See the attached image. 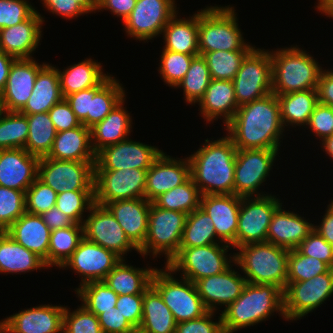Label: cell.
<instances>
[{"mask_svg":"<svg viewBox=\"0 0 333 333\" xmlns=\"http://www.w3.org/2000/svg\"><path fill=\"white\" fill-rule=\"evenodd\" d=\"M225 126L237 149L279 150L284 126L277 95L270 93L239 106Z\"/></svg>","mask_w":333,"mask_h":333,"instance_id":"6da1fadb","label":"cell"},{"mask_svg":"<svg viewBox=\"0 0 333 333\" xmlns=\"http://www.w3.org/2000/svg\"><path fill=\"white\" fill-rule=\"evenodd\" d=\"M205 144L188 157L192 180L201 195L234 194L237 148L227 135Z\"/></svg>","mask_w":333,"mask_h":333,"instance_id":"7a4b0ae2","label":"cell"},{"mask_svg":"<svg viewBox=\"0 0 333 333\" xmlns=\"http://www.w3.org/2000/svg\"><path fill=\"white\" fill-rule=\"evenodd\" d=\"M274 312L285 318L283 290L272 284L247 283L242 294L220 314L224 333L258 324Z\"/></svg>","mask_w":333,"mask_h":333,"instance_id":"3957f363","label":"cell"},{"mask_svg":"<svg viewBox=\"0 0 333 333\" xmlns=\"http://www.w3.org/2000/svg\"><path fill=\"white\" fill-rule=\"evenodd\" d=\"M237 264L250 284H272L283 291L287 285L289 249L272 243H252L236 248Z\"/></svg>","mask_w":333,"mask_h":333,"instance_id":"277c9868","label":"cell"},{"mask_svg":"<svg viewBox=\"0 0 333 333\" xmlns=\"http://www.w3.org/2000/svg\"><path fill=\"white\" fill-rule=\"evenodd\" d=\"M270 56L273 94L317 89L322 67L306 51L296 45L270 51Z\"/></svg>","mask_w":333,"mask_h":333,"instance_id":"5b68a950","label":"cell"},{"mask_svg":"<svg viewBox=\"0 0 333 333\" xmlns=\"http://www.w3.org/2000/svg\"><path fill=\"white\" fill-rule=\"evenodd\" d=\"M232 6H207L199 10V55L214 51H251L244 41Z\"/></svg>","mask_w":333,"mask_h":333,"instance_id":"8992f818","label":"cell"},{"mask_svg":"<svg viewBox=\"0 0 333 333\" xmlns=\"http://www.w3.org/2000/svg\"><path fill=\"white\" fill-rule=\"evenodd\" d=\"M164 269L156 268L151 286L173 313L176 323L194 320L206 314L208 310L198 294L195 283L185 278L181 281L175 279L169 267L165 265Z\"/></svg>","mask_w":333,"mask_h":333,"instance_id":"52a82bcc","label":"cell"},{"mask_svg":"<svg viewBox=\"0 0 333 333\" xmlns=\"http://www.w3.org/2000/svg\"><path fill=\"white\" fill-rule=\"evenodd\" d=\"M187 214L155 206L149 210L148 233L144 244L139 248L143 256L152 253L154 258L160 253L166 255V264L179 252Z\"/></svg>","mask_w":333,"mask_h":333,"instance_id":"ba28073f","label":"cell"},{"mask_svg":"<svg viewBox=\"0 0 333 333\" xmlns=\"http://www.w3.org/2000/svg\"><path fill=\"white\" fill-rule=\"evenodd\" d=\"M223 244V245H222ZM229 244L215 243L207 246L179 248V252L166 264L172 272L182 271V277L196 281L218 275L234 263V255L227 258Z\"/></svg>","mask_w":333,"mask_h":333,"instance_id":"9c48e42d","label":"cell"},{"mask_svg":"<svg viewBox=\"0 0 333 333\" xmlns=\"http://www.w3.org/2000/svg\"><path fill=\"white\" fill-rule=\"evenodd\" d=\"M232 82L238 106L272 93L270 52L254 47L243 59Z\"/></svg>","mask_w":333,"mask_h":333,"instance_id":"30bf717a","label":"cell"},{"mask_svg":"<svg viewBox=\"0 0 333 333\" xmlns=\"http://www.w3.org/2000/svg\"><path fill=\"white\" fill-rule=\"evenodd\" d=\"M263 194L262 196H252V198L242 197L235 248L266 242L273 213L282 203H280V199L271 194Z\"/></svg>","mask_w":333,"mask_h":333,"instance_id":"8fae6325","label":"cell"},{"mask_svg":"<svg viewBox=\"0 0 333 333\" xmlns=\"http://www.w3.org/2000/svg\"><path fill=\"white\" fill-rule=\"evenodd\" d=\"M147 170H94L95 203L105 206L117 200L145 198Z\"/></svg>","mask_w":333,"mask_h":333,"instance_id":"7c38bea8","label":"cell"},{"mask_svg":"<svg viewBox=\"0 0 333 333\" xmlns=\"http://www.w3.org/2000/svg\"><path fill=\"white\" fill-rule=\"evenodd\" d=\"M96 161H67L42 157L37 177L55 192L94 190Z\"/></svg>","mask_w":333,"mask_h":333,"instance_id":"4fadbf2b","label":"cell"},{"mask_svg":"<svg viewBox=\"0 0 333 333\" xmlns=\"http://www.w3.org/2000/svg\"><path fill=\"white\" fill-rule=\"evenodd\" d=\"M333 294V269L302 282L287 283L283 291L286 320H298Z\"/></svg>","mask_w":333,"mask_h":333,"instance_id":"5bb4252c","label":"cell"},{"mask_svg":"<svg viewBox=\"0 0 333 333\" xmlns=\"http://www.w3.org/2000/svg\"><path fill=\"white\" fill-rule=\"evenodd\" d=\"M277 154L278 150L274 149H237L234 194L240 197L262 196L257 190L269 176Z\"/></svg>","mask_w":333,"mask_h":333,"instance_id":"9a60e30c","label":"cell"},{"mask_svg":"<svg viewBox=\"0 0 333 333\" xmlns=\"http://www.w3.org/2000/svg\"><path fill=\"white\" fill-rule=\"evenodd\" d=\"M89 213L83 223L86 240L113 251L121 259H125L124 255L132 249L139 254V249L129 240L106 206L94 203Z\"/></svg>","mask_w":333,"mask_h":333,"instance_id":"2e32d148","label":"cell"},{"mask_svg":"<svg viewBox=\"0 0 333 333\" xmlns=\"http://www.w3.org/2000/svg\"><path fill=\"white\" fill-rule=\"evenodd\" d=\"M175 5V0H137L123 22L125 32L139 41L155 38L178 12Z\"/></svg>","mask_w":333,"mask_h":333,"instance_id":"e0dca14e","label":"cell"},{"mask_svg":"<svg viewBox=\"0 0 333 333\" xmlns=\"http://www.w3.org/2000/svg\"><path fill=\"white\" fill-rule=\"evenodd\" d=\"M162 152L155 146L127 138L100 150L94 170L149 169Z\"/></svg>","mask_w":333,"mask_h":333,"instance_id":"ac0fdd59","label":"cell"},{"mask_svg":"<svg viewBox=\"0 0 333 333\" xmlns=\"http://www.w3.org/2000/svg\"><path fill=\"white\" fill-rule=\"evenodd\" d=\"M120 260L121 258L113 251L83 238L60 269L69 267L76 271L82 276L79 285L82 286L91 281H103Z\"/></svg>","mask_w":333,"mask_h":333,"instance_id":"d6986e66","label":"cell"},{"mask_svg":"<svg viewBox=\"0 0 333 333\" xmlns=\"http://www.w3.org/2000/svg\"><path fill=\"white\" fill-rule=\"evenodd\" d=\"M46 65L34 58L16 59L10 68L4 90L0 93L2 110L20 111L31 96L38 72Z\"/></svg>","mask_w":333,"mask_h":333,"instance_id":"ffe728a7","label":"cell"},{"mask_svg":"<svg viewBox=\"0 0 333 333\" xmlns=\"http://www.w3.org/2000/svg\"><path fill=\"white\" fill-rule=\"evenodd\" d=\"M231 267L218 275L205 277L195 282L198 294L208 311L216 312V305L225 309L243 292L247 280Z\"/></svg>","mask_w":333,"mask_h":333,"instance_id":"44dd1931","label":"cell"},{"mask_svg":"<svg viewBox=\"0 0 333 333\" xmlns=\"http://www.w3.org/2000/svg\"><path fill=\"white\" fill-rule=\"evenodd\" d=\"M241 199L235 194H216L202 195L200 200V208L212 219L217 238L233 248Z\"/></svg>","mask_w":333,"mask_h":333,"instance_id":"7402d4cb","label":"cell"},{"mask_svg":"<svg viewBox=\"0 0 333 333\" xmlns=\"http://www.w3.org/2000/svg\"><path fill=\"white\" fill-rule=\"evenodd\" d=\"M190 177L188 157L177 160L162 152L147 170L145 198L152 202L159 195L181 185Z\"/></svg>","mask_w":333,"mask_h":333,"instance_id":"603a6c76","label":"cell"},{"mask_svg":"<svg viewBox=\"0 0 333 333\" xmlns=\"http://www.w3.org/2000/svg\"><path fill=\"white\" fill-rule=\"evenodd\" d=\"M38 162L24 148L0 150V186L26 192L37 178Z\"/></svg>","mask_w":333,"mask_h":333,"instance_id":"cb8c5ba5","label":"cell"},{"mask_svg":"<svg viewBox=\"0 0 333 333\" xmlns=\"http://www.w3.org/2000/svg\"><path fill=\"white\" fill-rule=\"evenodd\" d=\"M65 306L40 305L2 320L10 333H63Z\"/></svg>","mask_w":333,"mask_h":333,"instance_id":"d4e9b609","label":"cell"},{"mask_svg":"<svg viewBox=\"0 0 333 333\" xmlns=\"http://www.w3.org/2000/svg\"><path fill=\"white\" fill-rule=\"evenodd\" d=\"M43 22V17L35 10L22 23L0 29V49L16 59L33 58L32 52L38 48L42 37Z\"/></svg>","mask_w":333,"mask_h":333,"instance_id":"484cf974","label":"cell"},{"mask_svg":"<svg viewBox=\"0 0 333 333\" xmlns=\"http://www.w3.org/2000/svg\"><path fill=\"white\" fill-rule=\"evenodd\" d=\"M150 205L146 198L117 200L105 205L138 249L147 237Z\"/></svg>","mask_w":333,"mask_h":333,"instance_id":"4316f807","label":"cell"},{"mask_svg":"<svg viewBox=\"0 0 333 333\" xmlns=\"http://www.w3.org/2000/svg\"><path fill=\"white\" fill-rule=\"evenodd\" d=\"M314 230V224L299 214L282 209V204L273 213L266 242L289 250L296 249Z\"/></svg>","mask_w":333,"mask_h":333,"instance_id":"83f0119b","label":"cell"},{"mask_svg":"<svg viewBox=\"0 0 333 333\" xmlns=\"http://www.w3.org/2000/svg\"><path fill=\"white\" fill-rule=\"evenodd\" d=\"M5 232L14 241L40 257L48 268L51 230L40 215L25 212Z\"/></svg>","mask_w":333,"mask_h":333,"instance_id":"f1b7e54d","label":"cell"},{"mask_svg":"<svg viewBox=\"0 0 333 333\" xmlns=\"http://www.w3.org/2000/svg\"><path fill=\"white\" fill-rule=\"evenodd\" d=\"M200 112L206 123L223 117L226 125L235 115L238 104L233 82L230 80L211 79L204 96L198 102Z\"/></svg>","mask_w":333,"mask_h":333,"instance_id":"f546056e","label":"cell"},{"mask_svg":"<svg viewBox=\"0 0 333 333\" xmlns=\"http://www.w3.org/2000/svg\"><path fill=\"white\" fill-rule=\"evenodd\" d=\"M47 157L67 161H96V154L91 146L90 128L81 124L69 130L57 132Z\"/></svg>","mask_w":333,"mask_h":333,"instance_id":"4dcf8cb0","label":"cell"},{"mask_svg":"<svg viewBox=\"0 0 333 333\" xmlns=\"http://www.w3.org/2000/svg\"><path fill=\"white\" fill-rule=\"evenodd\" d=\"M125 98L99 123L90 128L91 146L95 154L103 148L117 144L131 133L132 119L124 108Z\"/></svg>","mask_w":333,"mask_h":333,"instance_id":"1f68e13d","label":"cell"},{"mask_svg":"<svg viewBox=\"0 0 333 333\" xmlns=\"http://www.w3.org/2000/svg\"><path fill=\"white\" fill-rule=\"evenodd\" d=\"M63 98L57 68L47 63L38 72L31 96L19 112L22 114L48 112Z\"/></svg>","mask_w":333,"mask_h":333,"instance_id":"d6a6232c","label":"cell"},{"mask_svg":"<svg viewBox=\"0 0 333 333\" xmlns=\"http://www.w3.org/2000/svg\"><path fill=\"white\" fill-rule=\"evenodd\" d=\"M177 14L169 20L162 31L165 40L163 49L193 56L199 55V11L187 19H179Z\"/></svg>","mask_w":333,"mask_h":333,"instance_id":"836d02e7","label":"cell"},{"mask_svg":"<svg viewBox=\"0 0 333 333\" xmlns=\"http://www.w3.org/2000/svg\"><path fill=\"white\" fill-rule=\"evenodd\" d=\"M120 262L106 275L103 280L118 296L144 294L151 286V279L156 268H135Z\"/></svg>","mask_w":333,"mask_h":333,"instance_id":"e575fe53","label":"cell"},{"mask_svg":"<svg viewBox=\"0 0 333 333\" xmlns=\"http://www.w3.org/2000/svg\"><path fill=\"white\" fill-rule=\"evenodd\" d=\"M177 323L160 294L150 286L143 294L141 333H175Z\"/></svg>","mask_w":333,"mask_h":333,"instance_id":"d590c367","label":"cell"},{"mask_svg":"<svg viewBox=\"0 0 333 333\" xmlns=\"http://www.w3.org/2000/svg\"><path fill=\"white\" fill-rule=\"evenodd\" d=\"M47 267L35 253L0 232V273H26Z\"/></svg>","mask_w":333,"mask_h":333,"instance_id":"8d00e7d4","label":"cell"},{"mask_svg":"<svg viewBox=\"0 0 333 333\" xmlns=\"http://www.w3.org/2000/svg\"><path fill=\"white\" fill-rule=\"evenodd\" d=\"M57 68L63 97L99 85L107 76L102 72L100 62L91 58L63 69Z\"/></svg>","mask_w":333,"mask_h":333,"instance_id":"74e56055","label":"cell"},{"mask_svg":"<svg viewBox=\"0 0 333 333\" xmlns=\"http://www.w3.org/2000/svg\"><path fill=\"white\" fill-rule=\"evenodd\" d=\"M277 100L284 128L289 125L306 126L318 104V93L317 89L294 91L277 95Z\"/></svg>","mask_w":333,"mask_h":333,"instance_id":"f35d334b","label":"cell"},{"mask_svg":"<svg viewBox=\"0 0 333 333\" xmlns=\"http://www.w3.org/2000/svg\"><path fill=\"white\" fill-rule=\"evenodd\" d=\"M108 75L99 85L90 88V113L88 128L101 122L125 98L119 81Z\"/></svg>","mask_w":333,"mask_h":333,"instance_id":"ab89813d","label":"cell"},{"mask_svg":"<svg viewBox=\"0 0 333 333\" xmlns=\"http://www.w3.org/2000/svg\"><path fill=\"white\" fill-rule=\"evenodd\" d=\"M25 115L28 122V137L24 149L39 159L48 156L57 134L48 112Z\"/></svg>","mask_w":333,"mask_h":333,"instance_id":"60d3db41","label":"cell"},{"mask_svg":"<svg viewBox=\"0 0 333 333\" xmlns=\"http://www.w3.org/2000/svg\"><path fill=\"white\" fill-rule=\"evenodd\" d=\"M216 230L210 216L200 207L187 215L179 248H191L223 243L216 239Z\"/></svg>","mask_w":333,"mask_h":333,"instance_id":"b9f144b4","label":"cell"},{"mask_svg":"<svg viewBox=\"0 0 333 333\" xmlns=\"http://www.w3.org/2000/svg\"><path fill=\"white\" fill-rule=\"evenodd\" d=\"M83 238V225L78 223L52 230L48 248V268L52 265L60 268L77 249Z\"/></svg>","mask_w":333,"mask_h":333,"instance_id":"7bdbcfd3","label":"cell"},{"mask_svg":"<svg viewBox=\"0 0 333 333\" xmlns=\"http://www.w3.org/2000/svg\"><path fill=\"white\" fill-rule=\"evenodd\" d=\"M201 193L190 177L186 182L159 195L152 203L163 209L175 210L187 215L200 207Z\"/></svg>","mask_w":333,"mask_h":333,"instance_id":"ee69618b","label":"cell"},{"mask_svg":"<svg viewBox=\"0 0 333 333\" xmlns=\"http://www.w3.org/2000/svg\"><path fill=\"white\" fill-rule=\"evenodd\" d=\"M28 122L19 111L0 112V150L25 148Z\"/></svg>","mask_w":333,"mask_h":333,"instance_id":"f6af8a7d","label":"cell"},{"mask_svg":"<svg viewBox=\"0 0 333 333\" xmlns=\"http://www.w3.org/2000/svg\"><path fill=\"white\" fill-rule=\"evenodd\" d=\"M83 302L82 305L98 316L115 307L118 295L104 281H91L75 290Z\"/></svg>","mask_w":333,"mask_h":333,"instance_id":"bcb514c9","label":"cell"},{"mask_svg":"<svg viewBox=\"0 0 333 333\" xmlns=\"http://www.w3.org/2000/svg\"><path fill=\"white\" fill-rule=\"evenodd\" d=\"M211 81L209 68L202 55L193 58L186 75L177 85L183 88L184 98L189 104L198 103Z\"/></svg>","mask_w":333,"mask_h":333,"instance_id":"7dc6e473","label":"cell"},{"mask_svg":"<svg viewBox=\"0 0 333 333\" xmlns=\"http://www.w3.org/2000/svg\"><path fill=\"white\" fill-rule=\"evenodd\" d=\"M250 51H214L201 54L209 68L211 79L232 81Z\"/></svg>","mask_w":333,"mask_h":333,"instance_id":"c3c4849f","label":"cell"},{"mask_svg":"<svg viewBox=\"0 0 333 333\" xmlns=\"http://www.w3.org/2000/svg\"><path fill=\"white\" fill-rule=\"evenodd\" d=\"M330 267L321 260L291 249L288 255L287 283L302 282L327 272Z\"/></svg>","mask_w":333,"mask_h":333,"instance_id":"681fc988","label":"cell"},{"mask_svg":"<svg viewBox=\"0 0 333 333\" xmlns=\"http://www.w3.org/2000/svg\"><path fill=\"white\" fill-rule=\"evenodd\" d=\"M94 203V190H74L58 193L55 206L83 225V213L89 211Z\"/></svg>","mask_w":333,"mask_h":333,"instance_id":"f907efd6","label":"cell"},{"mask_svg":"<svg viewBox=\"0 0 333 333\" xmlns=\"http://www.w3.org/2000/svg\"><path fill=\"white\" fill-rule=\"evenodd\" d=\"M195 56L185 53H177L170 50H162L159 73L164 82L177 88L182 81Z\"/></svg>","mask_w":333,"mask_h":333,"instance_id":"816d5d0a","label":"cell"},{"mask_svg":"<svg viewBox=\"0 0 333 333\" xmlns=\"http://www.w3.org/2000/svg\"><path fill=\"white\" fill-rule=\"evenodd\" d=\"M26 212L25 192L0 186V232Z\"/></svg>","mask_w":333,"mask_h":333,"instance_id":"f5cc1de1","label":"cell"},{"mask_svg":"<svg viewBox=\"0 0 333 333\" xmlns=\"http://www.w3.org/2000/svg\"><path fill=\"white\" fill-rule=\"evenodd\" d=\"M58 193L38 177L25 192L26 212L41 215L56 205Z\"/></svg>","mask_w":333,"mask_h":333,"instance_id":"db71d44e","label":"cell"},{"mask_svg":"<svg viewBox=\"0 0 333 333\" xmlns=\"http://www.w3.org/2000/svg\"><path fill=\"white\" fill-rule=\"evenodd\" d=\"M63 333H103L98 316L83 305L70 312L67 307L63 314Z\"/></svg>","mask_w":333,"mask_h":333,"instance_id":"11a10c76","label":"cell"},{"mask_svg":"<svg viewBox=\"0 0 333 333\" xmlns=\"http://www.w3.org/2000/svg\"><path fill=\"white\" fill-rule=\"evenodd\" d=\"M34 12L26 0H0V29L20 24Z\"/></svg>","mask_w":333,"mask_h":333,"instance_id":"9f6ffc18","label":"cell"},{"mask_svg":"<svg viewBox=\"0 0 333 333\" xmlns=\"http://www.w3.org/2000/svg\"><path fill=\"white\" fill-rule=\"evenodd\" d=\"M301 254L317 258L333 269V246L313 230L296 248Z\"/></svg>","mask_w":333,"mask_h":333,"instance_id":"6f0895ef","label":"cell"},{"mask_svg":"<svg viewBox=\"0 0 333 333\" xmlns=\"http://www.w3.org/2000/svg\"><path fill=\"white\" fill-rule=\"evenodd\" d=\"M322 141L333 135V107L318 103L310 116L307 127Z\"/></svg>","mask_w":333,"mask_h":333,"instance_id":"680465c9","label":"cell"},{"mask_svg":"<svg viewBox=\"0 0 333 333\" xmlns=\"http://www.w3.org/2000/svg\"><path fill=\"white\" fill-rule=\"evenodd\" d=\"M214 313L208 311L200 318L178 323L175 333H224L221 315L218 322H214L211 319Z\"/></svg>","mask_w":333,"mask_h":333,"instance_id":"91938a15","label":"cell"},{"mask_svg":"<svg viewBox=\"0 0 333 333\" xmlns=\"http://www.w3.org/2000/svg\"><path fill=\"white\" fill-rule=\"evenodd\" d=\"M115 307L138 330L142 321L143 294L118 296Z\"/></svg>","mask_w":333,"mask_h":333,"instance_id":"94428289","label":"cell"},{"mask_svg":"<svg viewBox=\"0 0 333 333\" xmlns=\"http://www.w3.org/2000/svg\"><path fill=\"white\" fill-rule=\"evenodd\" d=\"M48 114L57 132L66 131L81 125L65 98L57 102L48 111Z\"/></svg>","mask_w":333,"mask_h":333,"instance_id":"6125c7cd","label":"cell"},{"mask_svg":"<svg viewBox=\"0 0 333 333\" xmlns=\"http://www.w3.org/2000/svg\"><path fill=\"white\" fill-rule=\"evenodd\" d=\"M98 320L103 333H134L136 331L117 307L100 313Z\"/></svg>","mask_w":333,"mask_h":333,"instance_id":"be15d7a7","label":"cell"},{"mask_svg":"<svg viewBox=\"0 0 333 333\" xmlns=\"http://www.w3.org/2000/svg\"><path fill=\"white\" fill-rule=\"evenodd\" d=\"M45 8L66 19H74L88 12L74 0H41Z\"/></svg>","mask_w":333,"mask_h":333,"instance_id":"e7e4bbea","label":"cell"},{"mask_svg":"<svg viewBox=\"0 0 333 333\" xmlns=\"http://www.w3.org/2000/svg\"><path fill=\"white\" fill-rule=\"evenodd\" d=\"M76 118L88 128V113H90V88L81 90L65 97Z\"/></svg>","mask_w":333,"mask_h":333,"instance_id":"03108f58","label":"cell"},{"mask_svg":"<svg viewBox=\"0 0 333 333\" xmlns=\"http://www.w3.org/2000/svg\"><path fill=\"white\" fill-rule=\"evenodd\" d=\"M318 103L333 107V70H322L317 86Z\"/></svg>","mask_w":333,"mask_h":333,"instance_id":"003e7915","label":"cell"},{"mask_svg":"<svg viewBox=\"0 0 333 333\" xmlns=\"http://www.w3.org/2000/svg\"><path fill=\"white\" fill-rule=\"evenodd\" d=\"M40 216L51 231L69 227L76 223L70 216L64 214L56 206L42 213Z\"/></svg>","mask_w":333,"mask_h":333,"instance_id":"a7ac6f4b","label":"cell"},{"mask_svg":"<svg viewBox=\"0 0 333 333\" xmlns=\"http://www.w3.org/2000/svg\"><path fill=\"white\" fill-rule=\"evenodd\" d=\"M137 0H99L98 11L108 9L124 22L132 12Z\"/></svg>","mask_w":333,"mask_h":333,"instance_id":"89a4df30","label":"cell"},{"mask_svg":"<svg viewBox=\"0 0 333 333\" xmlns=\"http://www.w3.org/2000/svg\"><path fill=\"white\" fill-rule=\"evenodd\" d=\"M322 217L321 224L314 226V230L333 246V201L328 205L326 213Z\"/></svg>","mask_w":333,"mask_h":333,"instance_id":"2644e50d","label":"cell"},{"mask_svg":"<svg viewBox=\"0 0 333 333\" xmlns=\"http://www.w3.org/2000/svg\"><path fill=\"white\" fill-rule=\"evenodd\" d=\"M16 58L4 53L0 49V93L4 90L12 63Z\"/></svg>","mask_w":333,"mask_h":333,"instance_id":"8c879c8a","label":"cell"},{"mask_svg":"<svg viewBox=\"0 0 333 333\" xmlns=\"http://www.w3.org/2000/svg\"><path fill=\"white\" fill-rule=\"evenodd\" d=\"M80 4L88 13L95 12L99 7V0H74Z\"/></svg>","mask_w":333,"mask_h":333,"instance_id":"753ad0ef","label":"cell"},{"mask_svg":"<svg viewBox=\"0 0 333 333\" xmlns=\"http://www.w3.org/2000/svg\"><path fill=\"white\" fill-rule=\"evenodd\" d=\"M322 148L325 149L326 154L333 159V135L322 141Z\"/></svg>","mask_w":333,"mask_h":333,"instance_id":"34e18365","label":"cell"},{"mask_svg":"<svg viewBox=\"0 0 333 333\" xmlns=\"http://www.w3.org/2000/svg\"><path fill=\"white\" fill-rule=\"evenodd\" d=\"M319 12L325 13L327 17L333 18V0H329L320 10Z\"/></svg>","mask_w":333,"mask_h":333,"instance_id":"11e5206c","label":"cell"},{"mask_svg":"<svg viewBox=\"0 0 333 333\" xmlns=\"http://www.w3.org/2000/svg\"><path fill=\"white\" fill-rule=\"evenodd\" d=\"M0 333H10L8 327L3 321L0 322Z\"/></svg>","mask_w":333,"mask_h":333,"instance_id":"2a66077c","label":"cell"},{"mask_svg":"<svg viewBox=\"0 0 333 333\" xmlns=\"http://www.w3.org/2000/svg\"><path fill=\"white\" fill-rule=\"evenodd\" d=\"M329 0H318V5L315 7L320 10Z\"/></svg>","mask_w":333,"mask_h":333,"instance_id":"b9fcfbb0","label":"cell"}]
</instances>
